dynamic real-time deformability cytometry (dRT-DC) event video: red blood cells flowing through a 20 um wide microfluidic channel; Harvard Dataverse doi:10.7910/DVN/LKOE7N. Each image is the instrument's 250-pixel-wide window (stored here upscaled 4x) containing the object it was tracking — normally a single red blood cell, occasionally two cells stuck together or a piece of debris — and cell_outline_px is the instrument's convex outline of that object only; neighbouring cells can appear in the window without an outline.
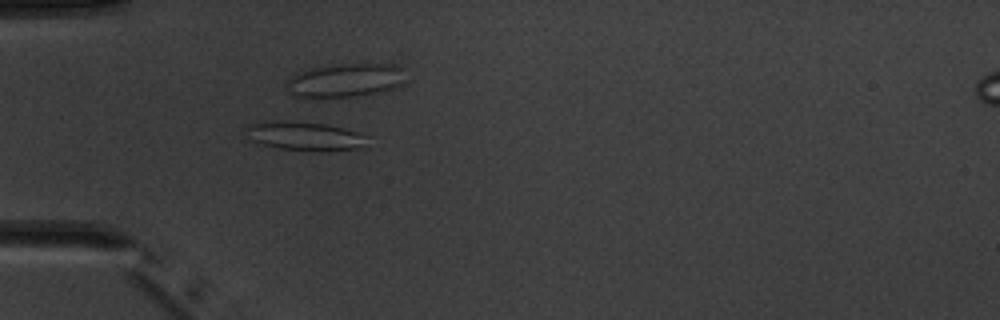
{"species": "common noctule bat (a hibernating species)", "species_latin": "Nyctalus noctula", "temperature_condition": "warm", "stored_images_in_passage": 5, "camera_frame_rate_fps": 3000, "um_per_image_px": 0.085, "animal": {"sex": "male", "body_mass_g": 20.1, "forearm_length_mm": 53.5}, "frame": {"image": 1, "passage_image": 5, "time_ms": 4.667, "image_size_px": [1000, 320], "cell_outline_px": [[368, 148], [276, 148], [260, 144], [252, 140], [248, 128], [252, 124], [264, 120], [276, 120], [324, 124], [344, 128], [368, 136]], "centroid_in_image_um": [25.94, 11.52], "position_along_channel_um": 59.1, "area_um2": 19.31}}